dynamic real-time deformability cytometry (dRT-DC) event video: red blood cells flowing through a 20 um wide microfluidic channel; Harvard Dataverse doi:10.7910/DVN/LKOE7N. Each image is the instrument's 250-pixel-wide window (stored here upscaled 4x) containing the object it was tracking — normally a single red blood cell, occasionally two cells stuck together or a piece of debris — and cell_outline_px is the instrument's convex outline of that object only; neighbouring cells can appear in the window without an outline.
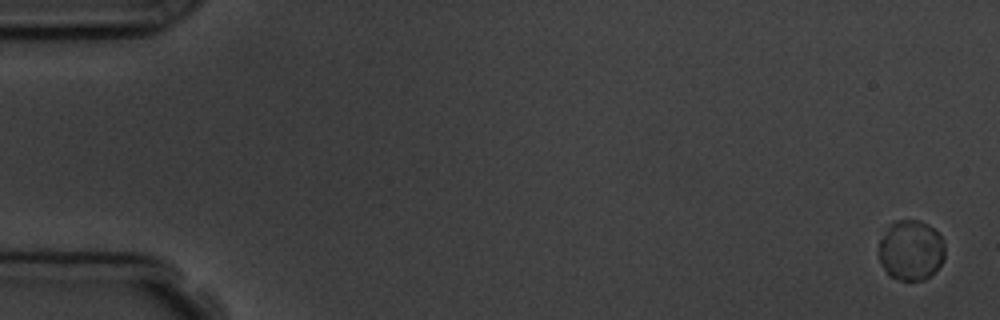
{"species": "common noctule bat (a hibernating species)", "species_latin": "Nyctalus noctula", "temperature_condition": "room temperature", "stored_images_in_passage": 4, "camera_frame_rate_fps": 3000, "um_per_image_px": 0.085, "animal": {"sex": "male", "body_mass_g": 19.5, "forearm_length_mm": 54.6}, "frame": {"image": 1, "passage_image": 1, "time_ms": 0.0, "image_size_px": [1000, 320], "cell_outline_px": [[944, 260], [924, 280], [900, 280], [888, 276], [880, 260], [880, 240], [892, 220], [920, 220], [928, 224], [944, 240]], "centroid_in_image_um": [77.42, 21.25], "position_along_channel_um": 7.6, "area_um2": 23.06}}